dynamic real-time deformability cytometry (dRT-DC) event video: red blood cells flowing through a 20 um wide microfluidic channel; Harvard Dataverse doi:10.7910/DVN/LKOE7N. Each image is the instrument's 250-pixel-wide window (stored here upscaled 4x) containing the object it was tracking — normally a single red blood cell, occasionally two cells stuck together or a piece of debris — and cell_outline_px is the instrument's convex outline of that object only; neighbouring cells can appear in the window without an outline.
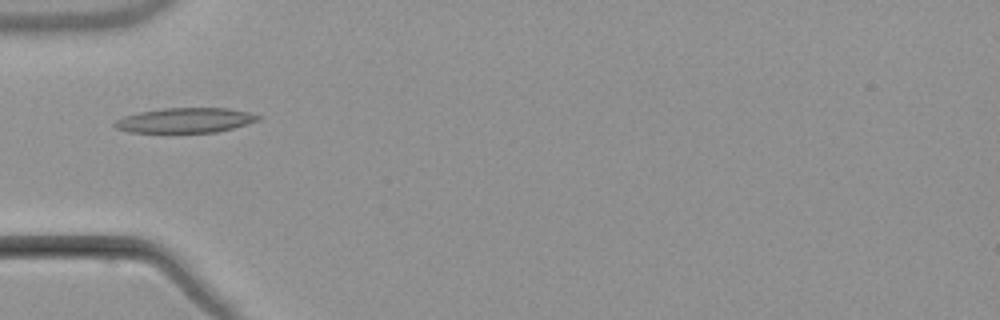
{"species": "common noctule bat (a hibernating species)", "species_latin": "Nyctalus noctula", "temperature_condition": "warm", "stored_images_in_passage": 5, "camera_frame_rate_fps": 3000, "um_per_image_px": 0.085, "animal": {"sex": "male", "body_mass_g": 21.5, "forearm_length_mm": 52.0}, "frame": {"image": 1, "passage_image": 5, "time_ms": 5.0, "image_size_px": [1000, 320], "cell_outline_px": [[264, 116], [260, 120], [232, 128], [216, 132], [132, 132], [116, 128], [112, 124], [116, 120], [124, 116], [140, 112], [164, 108], [228, 108], [248, 112]], "centroid_in_image_um": [15.78, 10.22], "position_along_channel_um": 69.2, "area_um2": 20.69}}